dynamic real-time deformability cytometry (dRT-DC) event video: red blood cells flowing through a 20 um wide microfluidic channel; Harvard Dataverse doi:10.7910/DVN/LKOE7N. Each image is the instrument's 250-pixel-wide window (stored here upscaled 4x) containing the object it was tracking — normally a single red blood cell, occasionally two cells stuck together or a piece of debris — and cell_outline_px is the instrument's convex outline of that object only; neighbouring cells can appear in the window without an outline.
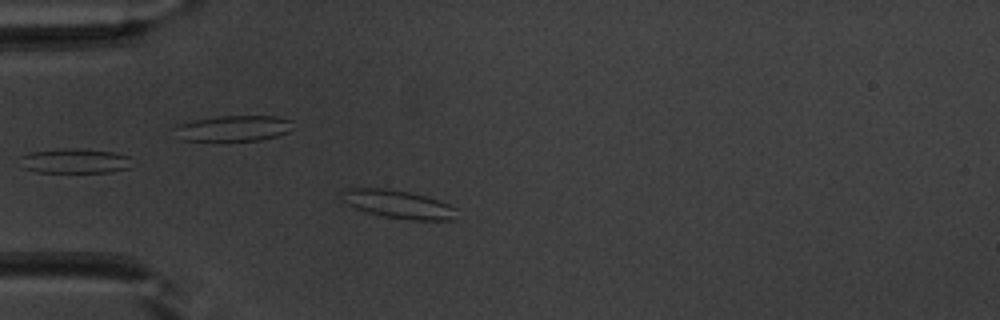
{"species": "common noctule bat (a hibernating species)", "species_latin": "Nyctalus noctula", "temperature_condition": "warm", "stored_images_in_passage": 48, "camera_frame_rate_fps": 3000, "um_per_image_px": 0.085, "animal": {"sex": "male", "body_mass_g": 20.1, "forearm_length_mm": 53.5}, "frame": {"image": 1, "passage_image": 11, "time_ms": 3.333, "image_size_px": [1000, 320], "cell_outline_px": [[456, 208], [452, 220], [412, 220], [384, 216], [368, 212], [356, 208], [348, 204], [344, 200], [340, 192], [344, 188], [384, 188], [408, 192], [428, 196], [448, 204]], "centroid_in_image_um": [33.83, 17.35], "position_along_channel_um": 51.2, "area_um2": 18.61}}
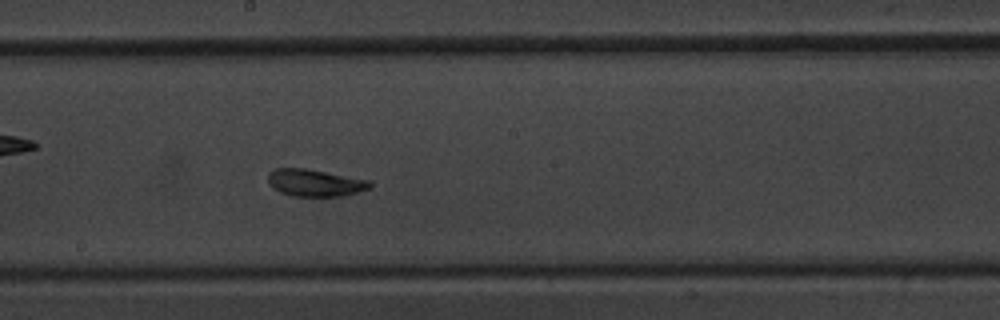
{"frame": {"image": 2, "passage_image": 25, "time_ms": 8.0, "image_size_px": [1000, 320], "cell_outline_px": [[372, 188], [340, 196], [292, 196], [280, 192], [268, 184], [268, 172], [276, 168], [308, 168], [368, 180], [372, 184]], "centroid_in_image_um": [26.74, 15.53], "position_along_channel_um": 221.5, "area_um2": 16.13}}
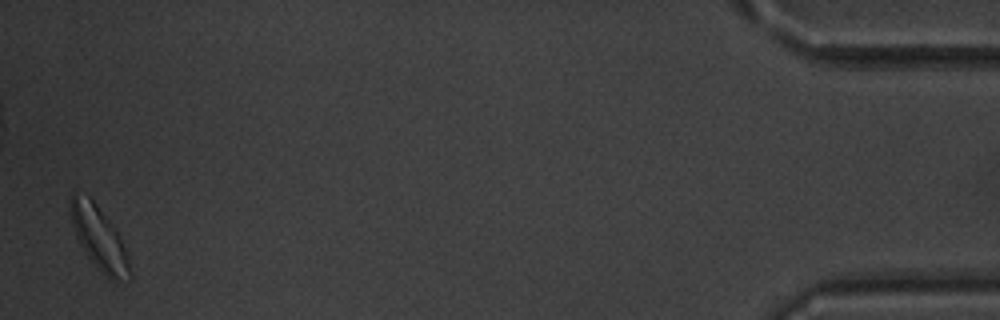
{"frame": {"image": 3, "passage_image": 47, "time_ms": 15.333, "image_size_px": [1000, 320], "cell_outline_px": [[132, 280], [116, 284], [108, 280], [88, 256], [80, 244], [76, 236], [68, 212], [68, 200], [72, 192], [76, 192], [88, 196], [96, 204], [116, 232], [128, 256], [132, 272]], "centroid_in_image_um": [8.41, 20.3], "position_along_channel_um": 426.8, "area_um2": 22.08}, "authors_computed_cell_mechanics": {"area_um2": 16.3574, "velocity_mm_per_s": 3.9408, "shape_relaxation_time_tau1_ms": 7.6994, "shape_relaxation_time_tau2_ms": 1.9464, "deformation_change_tau1": 0.2188, "deformation_change_tau2": 0.0694}}